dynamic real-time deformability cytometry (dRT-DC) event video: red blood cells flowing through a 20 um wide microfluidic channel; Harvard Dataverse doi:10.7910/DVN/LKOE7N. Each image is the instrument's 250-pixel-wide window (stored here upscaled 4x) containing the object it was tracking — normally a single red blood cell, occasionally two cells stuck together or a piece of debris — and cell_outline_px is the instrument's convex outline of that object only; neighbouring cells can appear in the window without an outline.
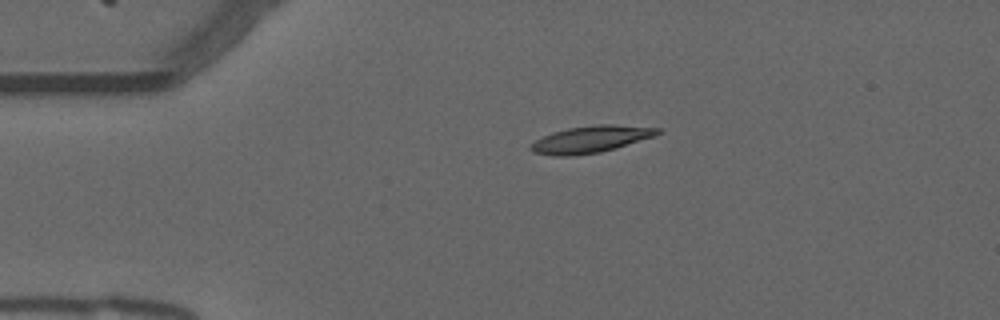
{"species": "common noctule bat (a hibernating species)", "species_latin": "Nyctalus noctula", "temperature_condition": "warm", "stored_images_in_passage": 37, "camera_frame_rate_fps": 3000, "um_per_image_px": 0.085, "animal": {"sex": "male", "forearm_length_mm": 52.5}, "frame": {"image": 1, "passage_image": 2, "time_ms": 0.333, "image_size_px": [1000, 320], "cell_outline_px": [[660, 132], [656, 136], [600, 152], [572, 156], [552, 156], [532, 152], [528, 148], [536, 140], [552, 132], [568, 128], [596, 124], [612, 124], [660, 128]], "centroid_in_image_um": [50.2, 11.84], "position_along_channel_um": 34.8, "area_um2": 19.83}}
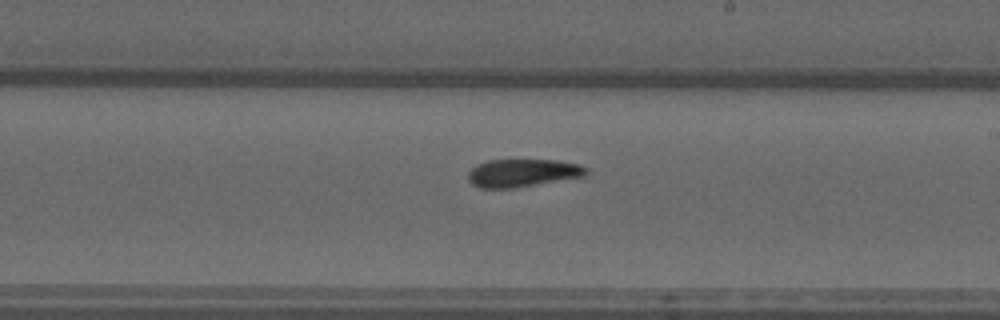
{"frame": {"image": 2, "passage_image": 22, "time_ms": 7.0, "image_size_px": [1000, 320], "cell_outline_px": [[588, 176], [512, 188], [480, 188], [472, 184], [468, 180], [468, 172], [476, 164], [488, 160], [556, 160], [580, 164], [588, 168]], "centroid_in_image_um": [44.45, 14.7], "position_along_channel_um": 244.6, "area_um2": 19.36}}
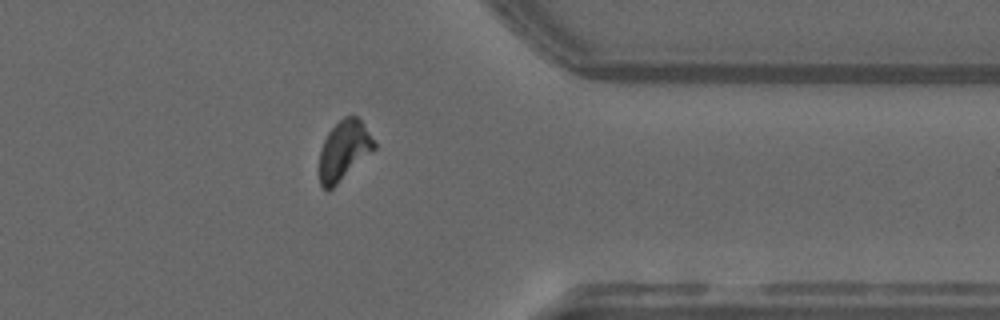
{"frame": {"image": 3, "passage_image": 34, "time_ms": 11.0, "image_size_px": [1000, 320], "cell_outline_px": [[376, 148], [328, 192], [320, 184], [320, 148], [328, 132], [344, 116], [356, 116], [360, 120], [376, 144]], "centroid_in_image_um": [29.22, 12.79], "position_along_channel_um": 382.2, "area_um2": 18.67}}